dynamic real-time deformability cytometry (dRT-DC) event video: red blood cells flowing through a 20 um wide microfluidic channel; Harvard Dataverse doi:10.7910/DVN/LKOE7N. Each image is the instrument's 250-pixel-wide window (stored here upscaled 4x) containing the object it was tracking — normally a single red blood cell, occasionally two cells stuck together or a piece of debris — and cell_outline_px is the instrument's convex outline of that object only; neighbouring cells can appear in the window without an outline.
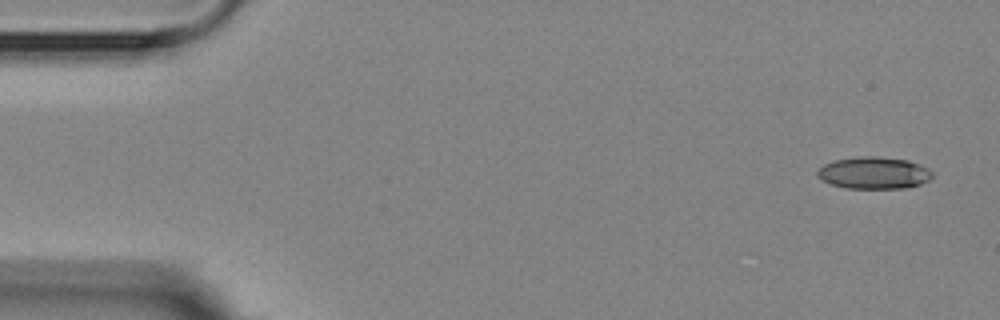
{"species": "Egyptian fruit bat (a non-hibernating species)", "species_latin": "Rousettus aegyptiacus", "temperature_condition": "room temperature", "stored_images_in_passage": 6, "segment_of_instrument_passage": [1, 2], "camera_frame_rate_fps": 3000, "um_per_image_px": 0.085, "animal": {"sex": "female"}, "frame": {"image": 1, "passage_image": 1, "time_ms": 0.0, "image_size_px": [1000, 320], "cell_outline_px": [[932, 176], [928, 180], [920, 184], [904, 188], [848, 188], [832, 184], [820, 180], [816, 176], [816, 168], [824, 164], [836, 160], [856, 156], [876, 156], [908, 160], [920, 164], [928, 168], [932, 172]], "centroid_in_image_um": [74.24, 14.68], "position_along_channel_um": 10.8, "area_um2": 21.56}}